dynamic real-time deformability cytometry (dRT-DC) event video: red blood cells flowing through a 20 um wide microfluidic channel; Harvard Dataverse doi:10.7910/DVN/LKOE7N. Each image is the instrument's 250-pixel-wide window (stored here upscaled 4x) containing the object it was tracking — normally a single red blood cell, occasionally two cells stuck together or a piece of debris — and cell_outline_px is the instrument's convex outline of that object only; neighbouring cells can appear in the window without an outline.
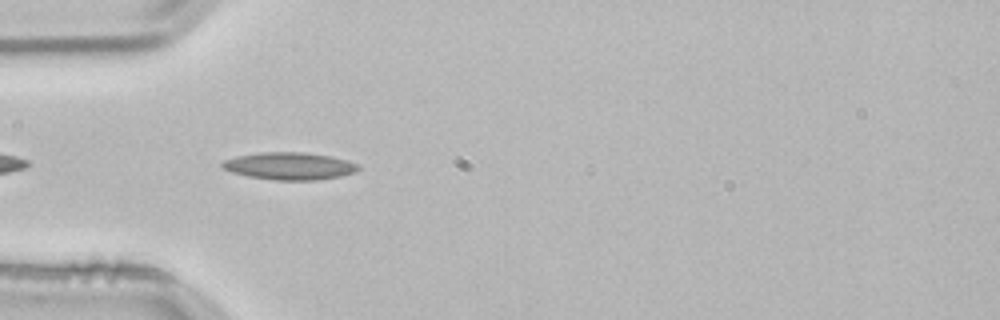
{"species": "common noctule bat (a hibernating species)", "species_latin": "Nyctalus noctula", "temperature_condition": "room temperature", "stored_images_in_passage": 12, "camera_frame_rate_fps": 3000, "um_per_image_px": 0.085, "animal": {"sex": "male", "body_mass_g": 21.5, "forearm_length_mm": 52.0}, "frame": {"image": 1, "passage_image": 3, "time_ms": 0.667, "image_size_px": [1000, 320], "cell_outline_px": [[360, 168], [356, 172], [340, 176], [316, 180], [276, 180], [248, 176], [232, 172], [224, 168], [220, 164], [224, 160], [236, 156], [260, 152], [300, 152], [332, 156], [360, 164]], "centroid_in_image_um": [24.63, 14.11], "position_along_channel_um": 60.4, "area_um2": 21.68}}